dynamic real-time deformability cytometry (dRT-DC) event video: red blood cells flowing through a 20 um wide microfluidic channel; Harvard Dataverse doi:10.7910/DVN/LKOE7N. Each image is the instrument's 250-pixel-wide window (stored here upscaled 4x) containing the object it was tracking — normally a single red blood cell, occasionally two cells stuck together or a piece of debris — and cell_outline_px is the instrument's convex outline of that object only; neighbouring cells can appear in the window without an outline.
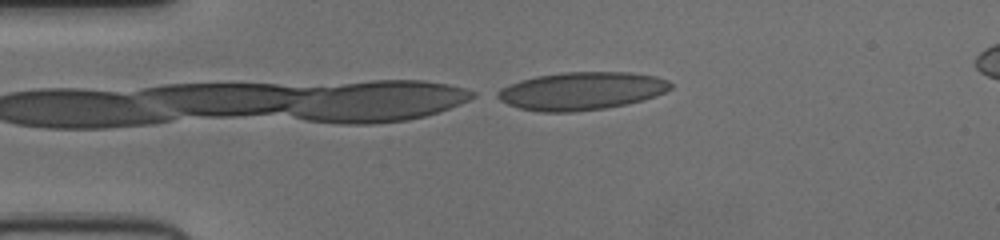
{"species": "human", "species_latin": "Homo sapiens", "temperature_condition": "cold", "stored_images_in_passage": 9, "camera_frame_rate_fps": 3000, "um_per_image_px": 0.085, "donor": {"sex": "female"}, "frame": {"image": 1, "passage_image": 1, "time_ms": 0.0, "image_size_px": [1000, 240], "cell_outline_px": [[672, 88], [656, 96], [644, 100], [628, 104], [604, 108], [572, 112], [540, 112], [520, 108], [508, 104], [492, 96], [492, 92], [500, 88], [536, 76], [564, 72], [628, 72], [656, 76], [668, 80], [672, 84]], "centroid_in_image_um": [49.41, 7.74], "position_along_channel_um": 35.6, "area_um2": 38.38}}
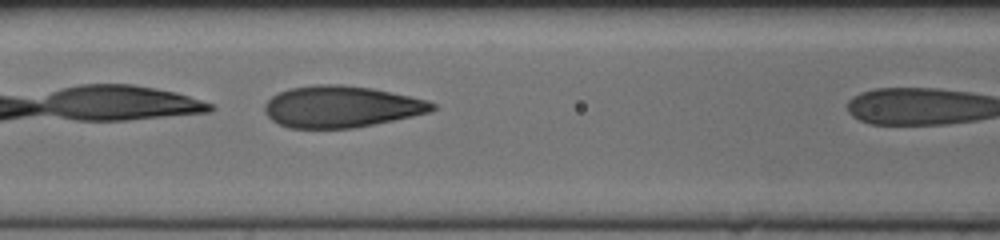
{"frame": {"image": 2, "passage_image": 8, "time_ms": 2.333, "image_size_px": [1000, 240], "cell_outline_px": [[436, 108], [428, 112], [412, 116], [352, 128], [288, 128], [272, 120], [264, 112], [264, 104], [272, 96], [288, 88], [316, 84], [340, 84], [372, 88], [428, 100], [436, 104]], "centroid_in_image_um": [28.97, 9.06], "position_along_channel_um": 137.6, "area_um2": 40.46}}